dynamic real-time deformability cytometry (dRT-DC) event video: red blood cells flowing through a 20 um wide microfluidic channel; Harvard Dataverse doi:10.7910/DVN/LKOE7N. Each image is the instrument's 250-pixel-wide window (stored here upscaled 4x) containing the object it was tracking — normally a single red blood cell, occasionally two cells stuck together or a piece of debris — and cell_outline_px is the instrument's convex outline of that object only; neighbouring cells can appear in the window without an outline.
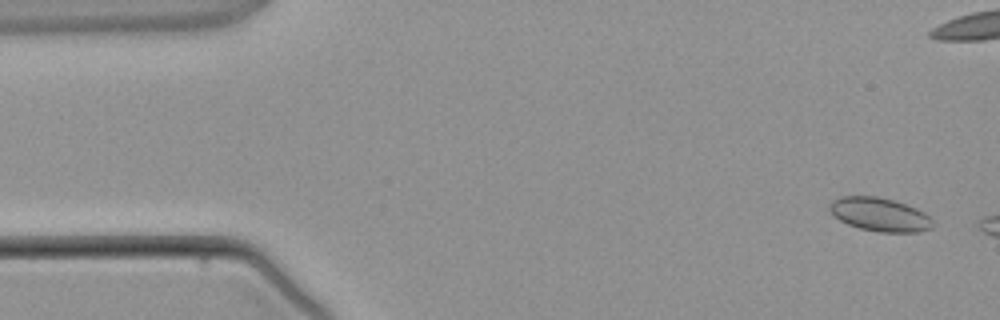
{"species": "common noctule bat (a hibernating species)", "species_latin": "Nyctalus noctula", "temperature_condition": "warm", "stored_images_in_passage": 3, "camera_frame_rate_fps": 3000, "um_per_image_px": 0.085, "animal": {"sex": "male", "body_mass_g": 21.5, "forearm_length_mm": 52.0}, "frame": {"image": 1, "passage_image": 1, "time_ms": 0.0, "image_size_px": [1000, 320], "cell_outline_px": [[932, 228], [916, 232], [880, 232], [860, 228], [848, 224], [840, 220], [828, 208], [832, 200], [840, 196], [876, 196], [892, 200], [916, 208], [924, 212], [932, 220]], "centroid_in_image_um": [74.76, 18.23], "position_along_channel_um": 10.2, "area_um2": 19.94}}